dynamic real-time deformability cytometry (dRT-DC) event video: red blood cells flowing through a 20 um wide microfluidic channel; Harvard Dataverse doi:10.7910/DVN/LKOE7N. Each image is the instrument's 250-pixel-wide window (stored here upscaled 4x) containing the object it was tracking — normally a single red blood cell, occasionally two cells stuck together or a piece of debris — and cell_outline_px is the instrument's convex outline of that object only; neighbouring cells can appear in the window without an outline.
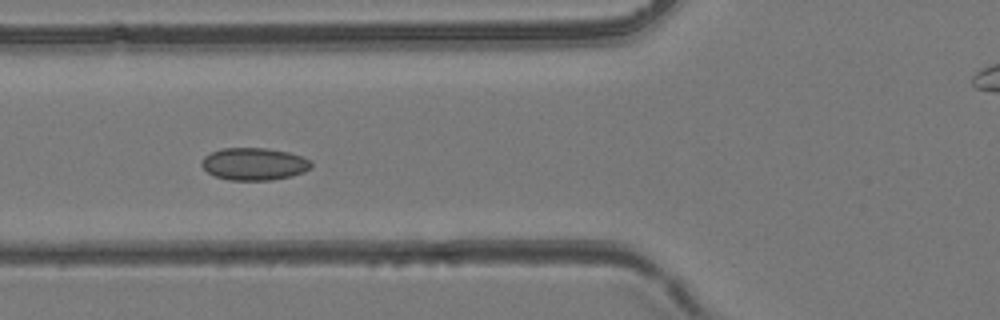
{"species": "common noctule bat (a hibernating species)", "species_latin": "Nyctalus noctula", "temperature_condition": "room temperature", "stored_images_in_passage": 43, "camera_frame_rate_fps": 3000, "um_per_image_px": 0.085, "animal": {"sex": "female", "body_mass_g": 24.6, "forearm_length_mm": 56.2}, "frame": {"image": 1, "passage_image": 14, "time_ms": 4.333, "image_size_px": [1000, 320], "cell_outline_px": [[312, 164], [304, 172], [292, 176], [272, 180], [228, 180], [216, 176], [208, 172], [200, 164], [204, 156], [212, 152], [224, 148], [268, 148], [288, 152], [312, 160]], "centroid_in_image_um": [21.61, 13.94], "position_along_channel_um": 104.2, "area_um2": 20.63}}
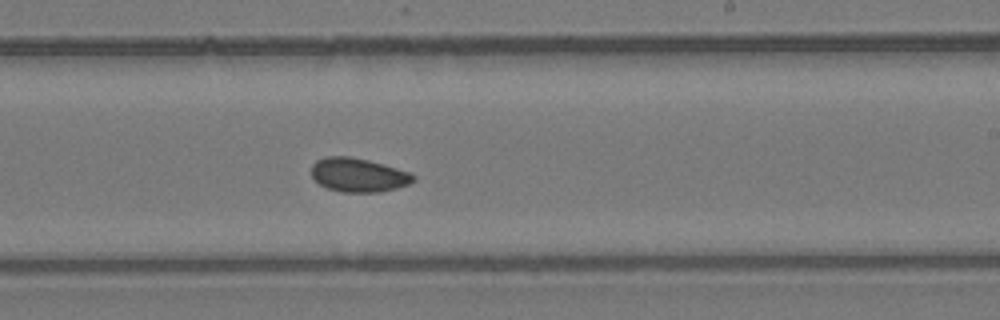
{"frame": {"image": 2, "passage_image": 24, "time_ms": 7.667, "image_size_px": [1000, 320], "cell_outline_px": [[416, 180], [408, 184], [396, 188], [380, 192], [344, 192], [328, 188], [320, 184], [312, 176], [312, 164], [316, 160], [324, 156], [348, 156], [368, 160], [384, 164], [408, 172], [416, 176]], "centroid_in_image_um": [30.46, 14.86], "position_along_channel_um": 258.5, "area_um2": 20.06}}
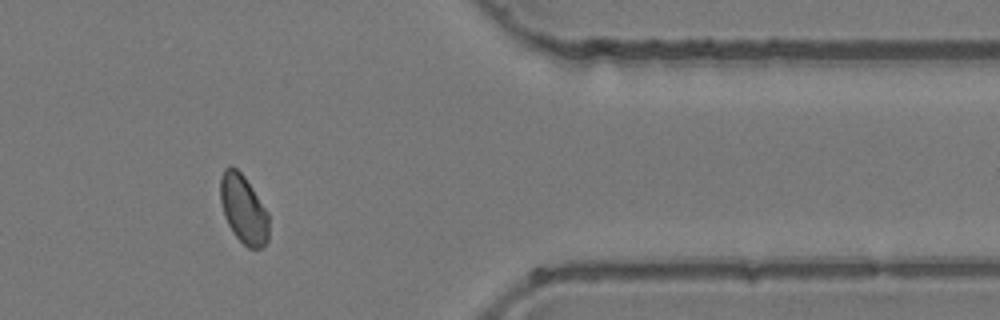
{"frame": {"image": 3, "passage_image": 34, "time_ms": 11.0, "image_size_px": [1000, 320], "cell_outline_px": [[268, 240], [264, 248], [248, 248], [236, 236], [228, 224], [224, 216], [220, 200], [220, 176], [224, 168], [228, 164], [232, 164], [244, 176], [268, 212]], "centroid_in_image_um": [20.68, 17.75], "position_along_channel_um": 390.7, "area_um2": 19.48}}